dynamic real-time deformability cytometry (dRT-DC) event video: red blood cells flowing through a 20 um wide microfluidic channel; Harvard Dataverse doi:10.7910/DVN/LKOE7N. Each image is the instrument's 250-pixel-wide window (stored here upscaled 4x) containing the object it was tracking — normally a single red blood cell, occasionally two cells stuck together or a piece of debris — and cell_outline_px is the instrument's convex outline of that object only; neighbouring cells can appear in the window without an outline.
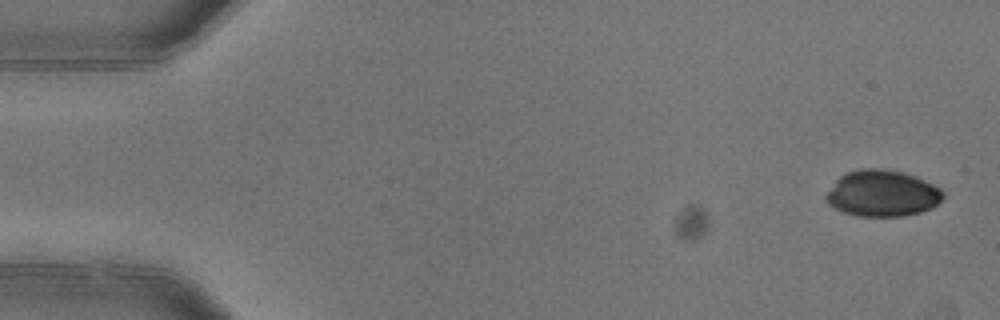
{"species": "common noctule bat (a hibernating species)", "species_latin": "Nyctalus noctula", "temperature_condition": "warm", "stored_images_in_passage": 5, "camera_frame_rate_fps": 3000, "um_per_image_px": 0.085, "animal": {"sex": "female"}, "frame": {"image": 1, "passage_image": 1, "time_ms": 0.0, "image_size_px": [1000, 320], "cell_outline_px": [[944, 196], [932, 208], [920, 212], [904, 216], [856, 216], [844, 212], [828, 204], [824, 196], [836, 180], [840, 176], [848, 172], [860, 168], [884, 168], [904, 172], [916, 176], [940, 188], [944, 192]], "centroid_in_image_um": [74.99, 16.43], "position_along_channel_um": 10.0, "area_um2": 31.67}}
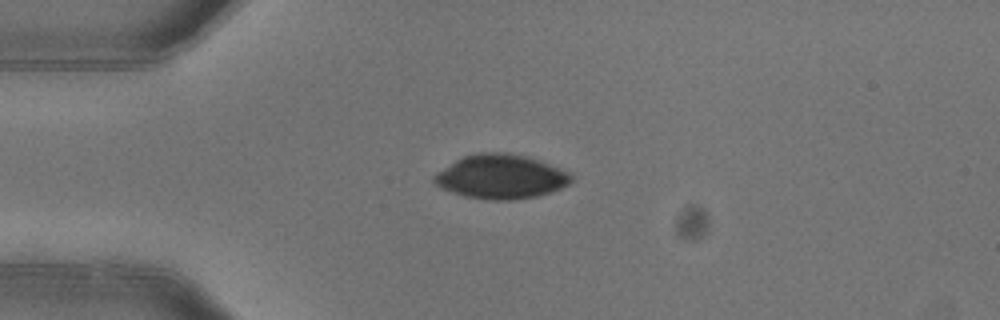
{"frame": {"image": 2, "passage_image": 4, "time_ms": 1.0, "image_size_px": [1000, 320], "cell_outline_px": [[572, 180], [568, 184], [552, 192], [536, 196], [512, 200], [488, 200], [464, 196], [440, 188], [432, 180], [432, 176], [456, 160], [464, 156], [476, 152], [508, 152], [540, 160], [572, 172]], "centroid_in_image_um": [42.59, 15.01], "position_along_channel_um": 42.4, "area_um2": 35.49}}